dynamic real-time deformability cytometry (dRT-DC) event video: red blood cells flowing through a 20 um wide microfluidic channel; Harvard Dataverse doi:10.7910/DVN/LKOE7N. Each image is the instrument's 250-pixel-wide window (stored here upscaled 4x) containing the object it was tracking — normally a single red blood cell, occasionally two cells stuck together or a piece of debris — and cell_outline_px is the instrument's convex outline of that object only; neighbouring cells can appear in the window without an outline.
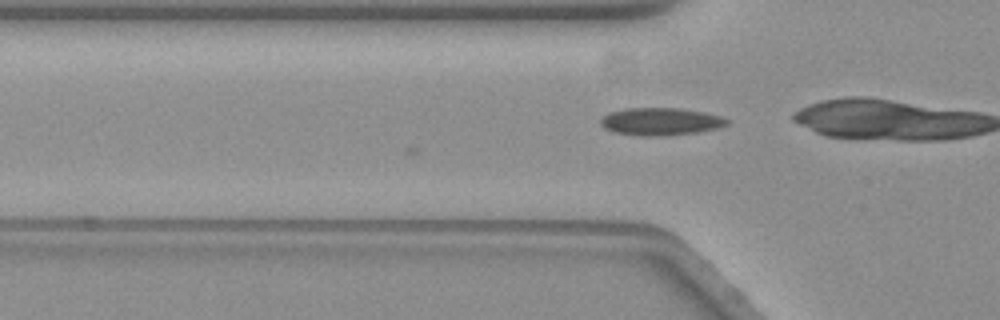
{"species": "common noctule bat (a hibernating species)", "species_latin": "Nyctalus noctula", "temperature_condition": "warm", "stored_images_in_passage": 3, "camera_frame_rate_fps": 3000, "um_per_image_px": 0.085, "animal": {"sex": "female", "body_mass_g": 19.3, "forearm_length_mm": 54.1}, "frame": {"image": 1, "passage_image": 3, "time_ms": 0.667, "image_size_px": [1000, 320], "cell_outline_px": [[728, 124], [716, 128], [696, 132], [664, 136], [640, 136], [612, 132], [604, 128], [600, 124], [600, 120], [608, 112], [624, 108], [680, 108], [704, 112], [720, 116], [728, 120]], "centroid_in_image_um": [56.09, 10.33], "position_along_channel_um": 69.7, "area_um2": 20.35}}